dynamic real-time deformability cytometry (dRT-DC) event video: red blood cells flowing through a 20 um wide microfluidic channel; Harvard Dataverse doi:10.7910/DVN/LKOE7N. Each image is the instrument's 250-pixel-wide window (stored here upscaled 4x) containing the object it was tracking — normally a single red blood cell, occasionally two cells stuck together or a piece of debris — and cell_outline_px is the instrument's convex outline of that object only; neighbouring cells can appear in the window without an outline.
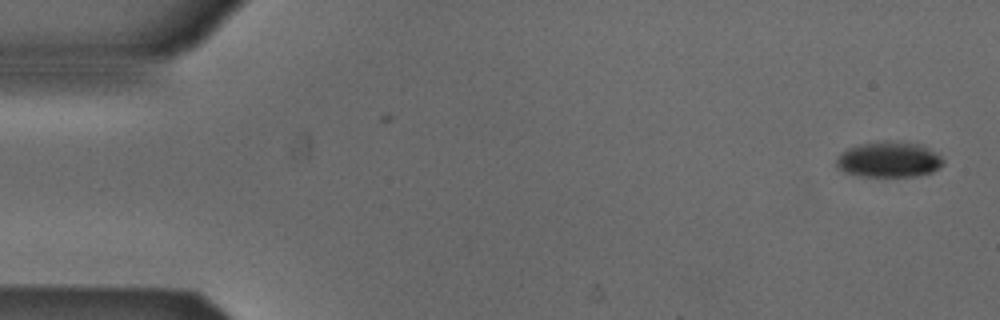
{"species": "Egyptian fruit bat (a non-hibernating species)", "species_latin": "Rousettus aegyptiacus", "temperature_condition": "cold", "stored_images_in_passage": 51, "camera_frame_rate_fps": 3000, "um_per_image_px": 0.085, "animal": {"sex": "male"}, "frame": {"image": 1, "passage_image": 1, "time_ms": 0.0, "image_size_px": [1000, 320], "cell_outline_px": [[944, 164], [940, 168], [932, 172], [916, 176], [864, 176], [844, 172], [836, 164], [836, 156], [840, 152], [848, 148], [860, 144], [884, 140], [888, 140], [920, 144], [940, 156], [944, 160]], "centroid_in_image_um": [75.55, 13.55], "position_along_channel_um": 9.5, "area_um2": 22.2}}
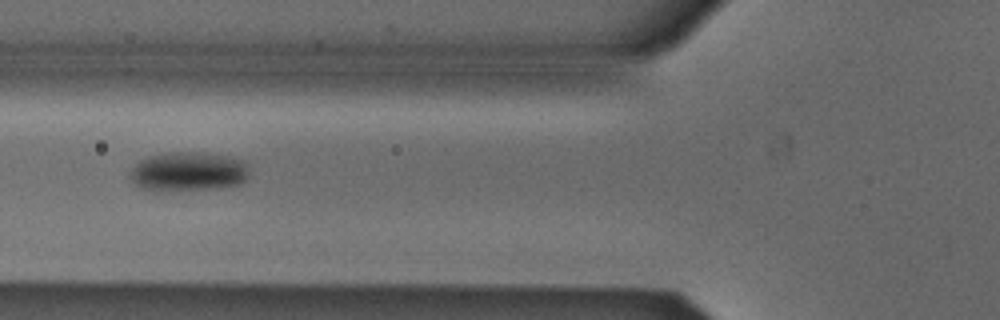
{"frame": {"image": 2, "passage_image": 19, "time_ms": 6.0, "image_size_px": [1000, 320], "cell_outline_px": [[248, 176], [240, 184], [220, 188], [156, 192], [152, 192], [140, 188], [128, 176], [132, 168], [140, 160], [152, 156], [172, 152], [200, 152], [228, 156], [244, 160], [248, 164]], "centroid_in_image_um": [16.0, 14.61], "position_along_channel_um": 109.8, "area_um2": 27.69}}
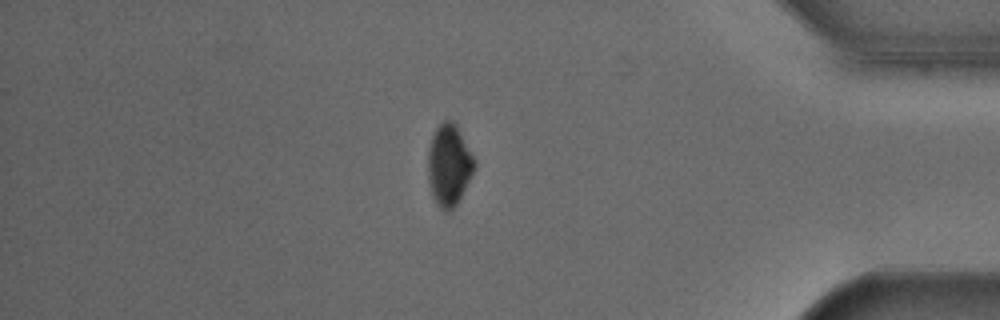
{"frame": {"image": 3, "passage_image": 44, "time_ms": 14.333, "image_size_px": [1000, 320], "cell_outline_px": [[476, 168], [456, 204], [448, 212], [444, 212], [440, 208], [432, 196], [428, 180], [428, 148], [432, 136], [436, 128], [444, 120], [452, 120], [476, 160]], "centroid_in_image_um": [38.16, 14.05], "position_along_channel_um": 397.0, "area_um2": 21.91}, "authors_computed_cell_mechanics": {"area_um2": 25.0274, "velocity_mm_per_s": 3.8689, "shape_relaxation_time_tau1_ms": 2.2831, "shape_relaxation_time_tau2_ms": null, "deformation_change_tau1": 0.0744, "deformation_change_tau2": null}}